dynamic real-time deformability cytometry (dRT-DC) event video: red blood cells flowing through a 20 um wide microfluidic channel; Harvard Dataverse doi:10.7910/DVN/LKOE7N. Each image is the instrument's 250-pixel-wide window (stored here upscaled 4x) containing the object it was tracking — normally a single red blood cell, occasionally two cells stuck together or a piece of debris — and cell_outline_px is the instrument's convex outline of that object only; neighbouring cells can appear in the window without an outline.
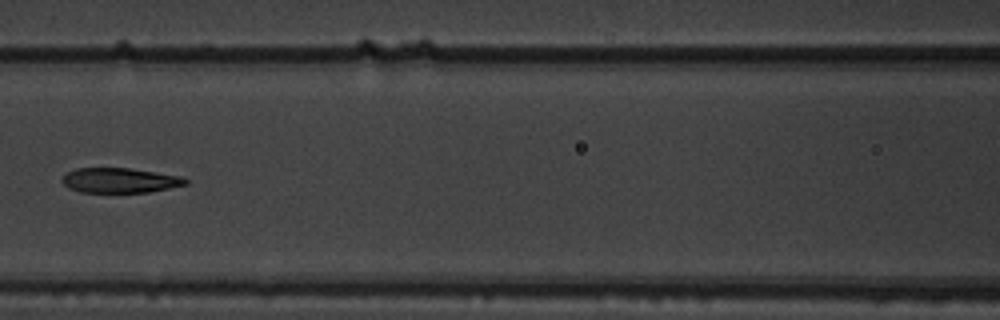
{"species": "common noctule bat (a hibernating species)", "species_latin": "Nyctalus noctula", "temperature_condition": "warm", "stored_images_in_passage": 9, "camera_frame_rate_fps": 3000, "um_per_image_px": 0.085, "animal": {"sex": "male", "body_mass_g": 19.5, "forearm_length_mm": 54.6}, "frame": {"image": 1, "passage_image": 8, "time_ms": 2.333, "image_size_px": [1000, 320], "cell_outline_px": [[188, 184], [148, 192], [80, 192], [68, 188], [60, 180], [68, 172], [76, 168], [128, 168], [180, 176], [188, 180]], "centroid_in_image_um": [10.16, 15.33], "position_along_channel_um": 156.4, "area_um2": 17.74}}
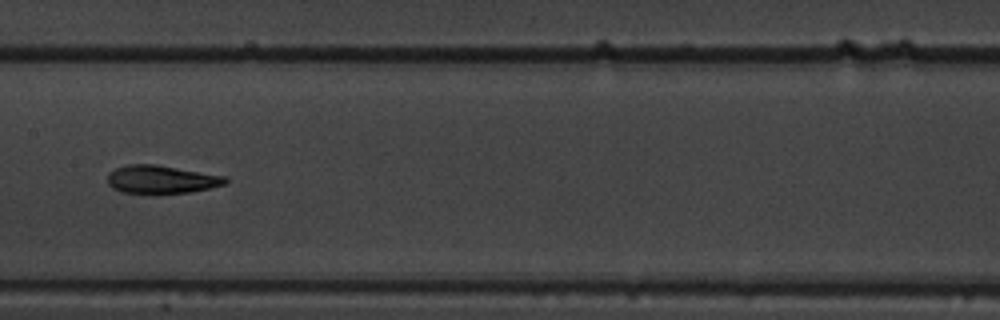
{"frame": {"image": 2, "passage_image": 9, "time_ms": 2.667, "image_size_px": [1000, 320], "cell_outline_px": [[228, 184], [192, 192], [156, 196], [120, 192], [112, 188], [108, 184], [108, 176], [116, 168], [128, 164], [156, 164], [224, 176], [228, 180]], "centroid_in_image_um": [13.71, 15.3], "position_along_channel_um": 193.7, "area_um2": 20.0}}